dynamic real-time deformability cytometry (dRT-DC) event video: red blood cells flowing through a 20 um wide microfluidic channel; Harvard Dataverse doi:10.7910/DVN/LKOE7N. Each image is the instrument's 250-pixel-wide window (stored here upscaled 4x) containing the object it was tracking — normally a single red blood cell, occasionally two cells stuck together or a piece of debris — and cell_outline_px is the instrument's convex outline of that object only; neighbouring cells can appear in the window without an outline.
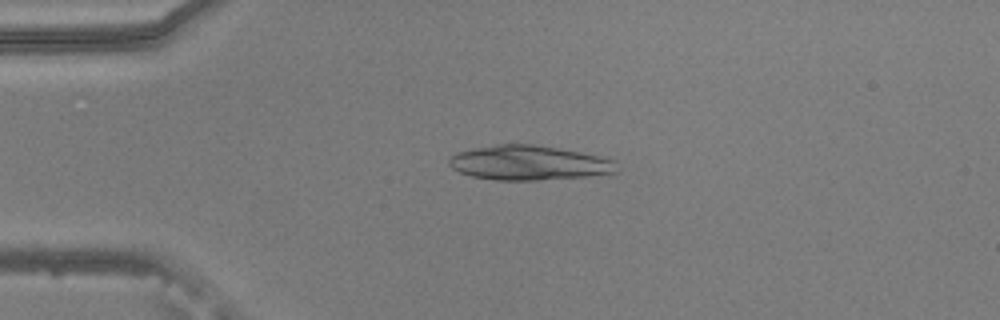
{"species": "common noctule bat (a hibernating species)", "species_latin": "Nyctalus noctula", "temperature_condition": "warm", "stored_images_in_passage": 53, "camera_frame_rate_fps": 3000, "um_per_image_px": 0.085, "animal": {"sex": "male", "body_mass_g": 20.5, "forearm_length_mm": 52.5}, "frame": {"image": 1, "passage_image": 13, "time_ms": 4.0, "image_size_px": [1000, 320], "cell_outline_px": [[616, 172], [588, 176], [540, 180], [496, 180], [472, 176], [460, 172], [452, 168], [448, 164], [448, 160], [456, 152], [496, 144], [532, 144], [560, 148], [608, 156], [616, 160]], "centroid_in_image_um": [45.01, 13.83], "position_along_channel_um": 40.0, "area_um2": 34.1}}